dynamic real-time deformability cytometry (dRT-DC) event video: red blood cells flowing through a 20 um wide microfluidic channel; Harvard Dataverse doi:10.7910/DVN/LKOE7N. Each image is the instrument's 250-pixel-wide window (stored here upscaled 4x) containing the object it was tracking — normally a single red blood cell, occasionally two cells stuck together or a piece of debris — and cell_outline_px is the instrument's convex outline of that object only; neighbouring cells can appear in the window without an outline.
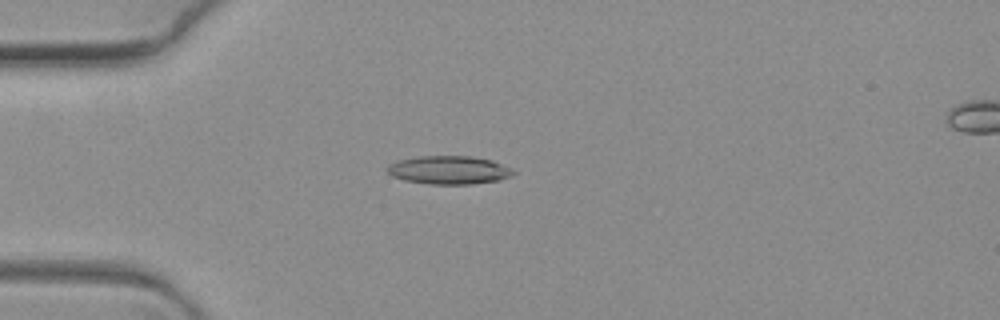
{"species": "common noctule bat (a hibernating species)", "species_latin": "Nyctalus noctula", "temperature_condition": "warm", "stored_images_in_passage": 7, "camera_frame_rate_fps": 3000, "um_per_image_px": 0.085, "animal": {"sex": "female", "body_mass_g": 19.3, "forearm_length_mm": 54.1}, "frame": {"image": 1, "passage_image": 5, "time_ms": 1.333, "image_size_px": [1000, 320], "cell_outline_px": [[516, 172], [512, 176], [496, 180], [468, 184], [428, 184], [404, 180], [392, 176], [384, 168], [388, 164], [396, 160], [420, 156], [472, 156], [492, 160], [512, 168]], "centroid_in_image_um": [38.12, 14.44], "position_along_channel_um": 46.9, "area_um2": 20.92}}
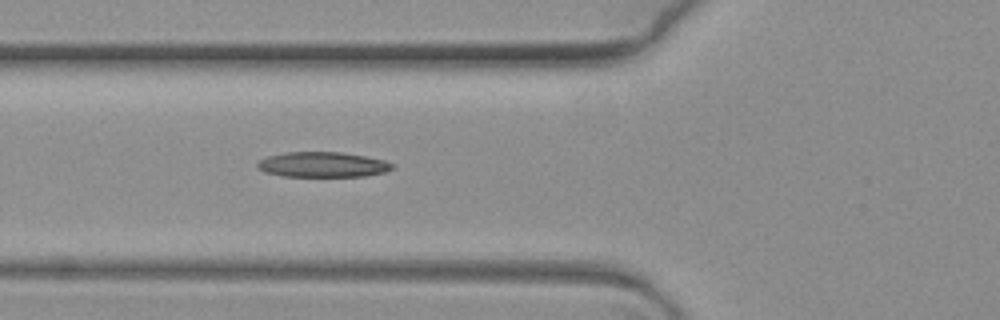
{"frame": {"image": 2, "passage_image": 7, "time_ms": 2.0, "image_size_px": [1000, 320], "cell_outline_px": [[392, 168], [384, 172], [364, 176], [280, 176], [264, 172], [256, 168], [256, 164], [260, 160], [268, 156], [288, 152], [340, 152], [364, 156], [384, 160], [392, 164]], "centroid_in_image_um": [27.36, 13.99], "position_along_channel_um": 98.4, "area_um2": 19.65}}